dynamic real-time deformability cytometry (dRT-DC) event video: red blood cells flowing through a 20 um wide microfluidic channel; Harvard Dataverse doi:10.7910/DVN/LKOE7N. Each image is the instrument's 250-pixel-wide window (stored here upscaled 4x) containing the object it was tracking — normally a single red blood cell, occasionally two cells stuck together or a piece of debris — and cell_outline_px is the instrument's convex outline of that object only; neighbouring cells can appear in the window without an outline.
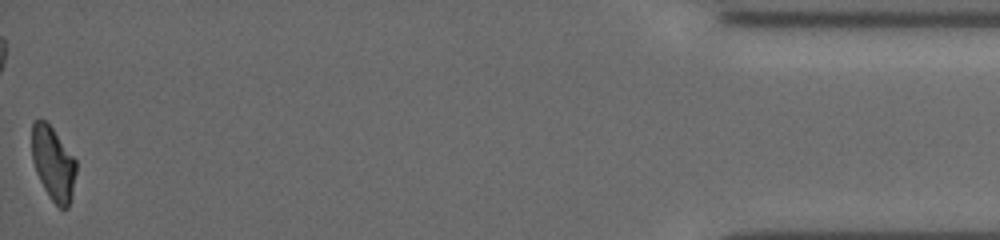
{"species": "common noctule bat (a hibernating species)", "species_latin": "Nyctalus noctula", "temperature_condition": "cold", "stored_images_in_passage": 47, "camera_frame_rate_fps": 3000, "um_per_image_px": 0.085, "animal": {"sex": "female", "body_mass_g": 19.5, "forearm_length_mm": 54.1}, "frame": {"image": 1, "passage_image": 47, "time_ms": 15.333, "image_size_px": [1000, 240], "cell_outline_px": [[76, 172], [72, 200], [68, 208], [60, 208], [48, 196], [36, 172], [32, 160], [32, 124], [36, 120], [44, 120], [52, 128], [76, 160]], "centroid_in_image_um": [4.53, 13.94], "position_along_channel_um": 430.7, "area_um2": 18.96}, "authors_computed_cell_mechanics": {"area_um2": 20.808, "velocity_mm_per_s": 3.8997, "shape_relaxation_time_tau1_ms": 4.9909, "shape_relaxation_time_tau2_ms": 6.4277, "deformation_change_tau1": 0.1629, "deformation_change_tau2": 0.1299}}